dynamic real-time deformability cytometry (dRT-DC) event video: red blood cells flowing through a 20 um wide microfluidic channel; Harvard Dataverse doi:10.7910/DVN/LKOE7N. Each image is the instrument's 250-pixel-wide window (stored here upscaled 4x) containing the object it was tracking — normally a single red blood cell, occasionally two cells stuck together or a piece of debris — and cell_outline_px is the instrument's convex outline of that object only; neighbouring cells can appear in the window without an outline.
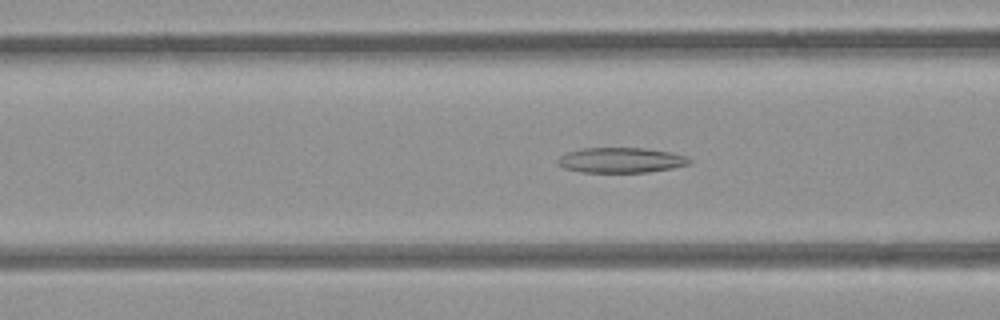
{"species": "common noctule bat (a hibernating species)", "species_latin": "Nyctalus noctula", "temperature_condition": "room temperature", "stored_images_in_passage": 54, "segment_of_instrument_passage": [1, 2], "camera_frame_rate_fps": 3000, "um_per_image_px": 0.085, "animal": {"sex": "female", "body_mass_g": 21.9}, "frame": {"image": 1, "passage_image": 20, "time_ms": 6.333, "image_size_px": [1000, 320], "cell_outline_px": [[692, 164], [672, 168], [648, 172], [580, 172], [564, 168], [556, 164], [556, 160], [560, 156], [568, 152], [584, 148], [644, 148], [672, 152], [688, 156], [692, 160]], "centroid_in_image_um": [52.81, 13.61], "position_along_channel_um": 113.8, "area_um2": 19.54}}
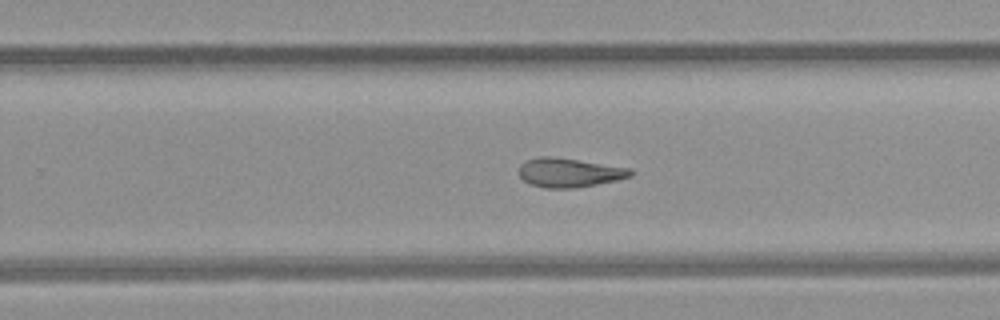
{"frame": {"image": 2, "passage_image": 33, "time_ms": 10.667, "image_size_px": [1000, 320], "cell_outline_px": [[632, 176], [616, 180], [576, 188], [544, 188], [528, 184], [520, 176], [520, 164], [524, 160], [540, 156], [552, 156], [632, 168]], "centroid_in_image_um": [48.36, 14.67], "position_along_channel_um": 281.4, "area_um2": 19.02}}
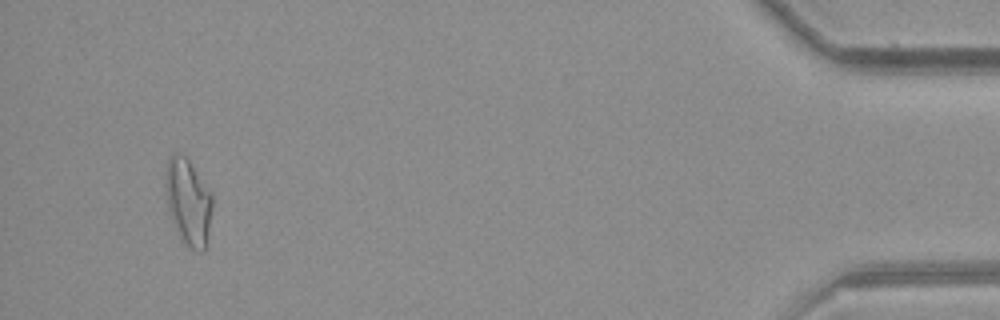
{"frame": {"image": 3, "passage_image": 50, "time_ms": 16.333, "image_size_px": [1000, 320], "cell_outline_px": [[212, 208], [208, 244], [204, 252], [200, 252], [192, 248], [180, 240], [168, 216], [164, 184], [164, 172], [168, 156], [184, 156], [188, 160], [212, 196]], "centroid_in_image_um": [15.96, 17.25], "position_along_channel_um": 419.2, "area_um2": 23.93}}